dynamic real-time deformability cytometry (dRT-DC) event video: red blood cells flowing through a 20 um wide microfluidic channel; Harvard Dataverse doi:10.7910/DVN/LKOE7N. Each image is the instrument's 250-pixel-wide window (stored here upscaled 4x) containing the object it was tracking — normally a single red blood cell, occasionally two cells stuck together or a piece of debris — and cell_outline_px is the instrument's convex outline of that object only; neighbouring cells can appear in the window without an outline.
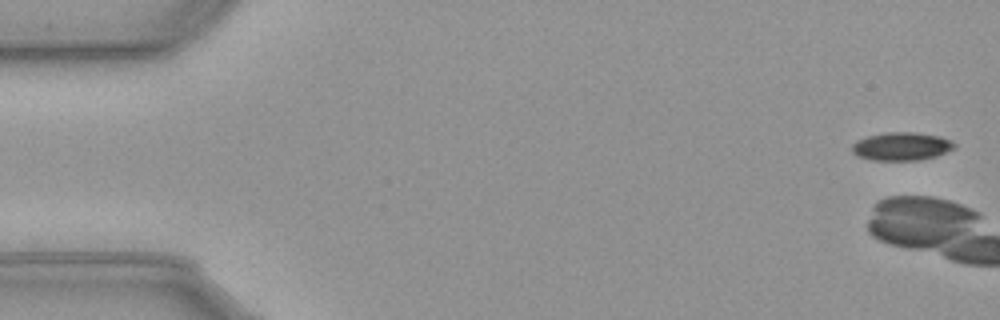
{"species": "common noctule bat (a hibernating species)", "species_latin": "Nyctalus noctula", "temperature_condition": "cold", "stored_images_in_passage": 4, "camera_frame_rate_fps": 3000, "um_per_image_px": 0.085, "animal": {"sex": "male", "body_mass_g": 23.1, "forearm_length_mm": 52.7}, "frame": {"image": 1, "passage_image": 1, "time_ms": 0.0, "image_size_px": [1000, 320], "cell_outline_px": [[956, 148], [936, 156], [920, 160], [872, 160], [856, 156], [852, 152], [852, 144], [856, 140], [868, 136], [888, 132], [912, 132], [936, 136], [948, 140], [956, 144]], "centroid_in_image_um": [76.59, 12.45], "position_along_channel_um": 8.4, "area_um2": 16.7}}